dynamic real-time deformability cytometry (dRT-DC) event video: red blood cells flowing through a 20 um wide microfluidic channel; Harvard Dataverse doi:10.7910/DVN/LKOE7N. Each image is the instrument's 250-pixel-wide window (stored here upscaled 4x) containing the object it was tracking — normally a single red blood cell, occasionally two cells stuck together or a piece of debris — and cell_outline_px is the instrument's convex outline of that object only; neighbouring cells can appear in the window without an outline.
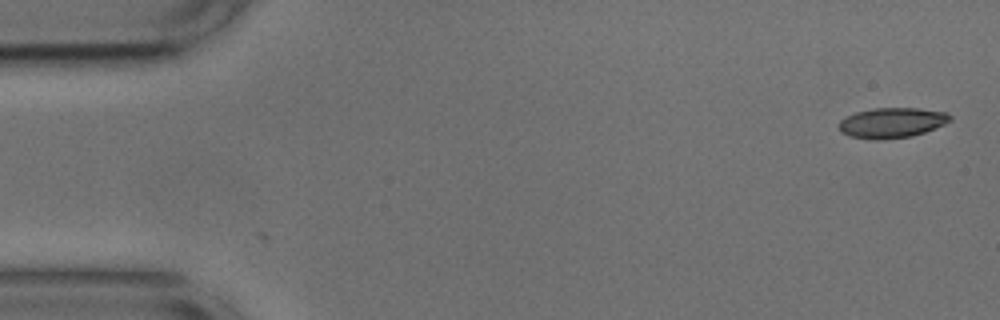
{"species": "common noctule bat (a hibernating species)", "species_latin": "Nyctalus noctula", "temperature_condition": "cold", "stored_images_in_passage": 2, "camera_frame_rate_fps": 3000, "um_per_image_px": 0.085, "animal": {"sex": "male", "body_mass_g": 17.9, "forearm_length_mm": 54.2}, "frame": {"image": 1, "passage_image": 2, "time_ms": 0.333, "image_size_px": [1000, 320], "cell_outline_px": [[952, 120], [944, 124], [924, 132], [912, 136], [880, 140], [872, 140], [848, 136], [840, 132], [836, 124], [840, 120], [856, 112], [872, 108], [920, 108], [948, 112], [952, 116]], "centroid_in_image_um": [75.79, 10.43], "position_along_channel_um": 9.2, "area_um2": 19.88}}